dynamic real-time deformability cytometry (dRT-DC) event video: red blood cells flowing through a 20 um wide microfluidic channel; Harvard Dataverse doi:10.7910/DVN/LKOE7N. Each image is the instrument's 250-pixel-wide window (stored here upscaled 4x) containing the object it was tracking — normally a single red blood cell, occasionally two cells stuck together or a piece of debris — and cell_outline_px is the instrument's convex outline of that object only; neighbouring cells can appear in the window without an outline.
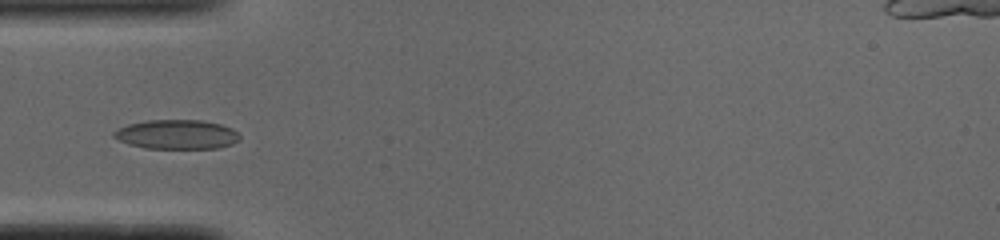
{"species": "common noctule bat (a hibernating species)", "species_latin": "Nyctalus noctula", "temperature_condition": "cold", "stored_images_in_passage": 32, "camera_frame_rate_fps": 3000, "um_per_image_px": 0.085, "animal": {"sex": "male", "body_mass_g": 19.0, "forearm_length_mm": 50.8}, "frame": {"image": 1, "passage_image": 16, "time_ms": 5.0, "image_size_px": [1000, 240], "cell_outline_px": [[240, 140], [232, 144], [220, 148], [144, 148], [120, 140], [112, 136], [112, 132], [128, 124], [148, 120], [200, 120], [220, 124], [232, 128], [240, 136]], "centroid_in_image_um": [15.06, 11.42], "position_along_channel_um": 69.9, "area_um2": 21.39}}
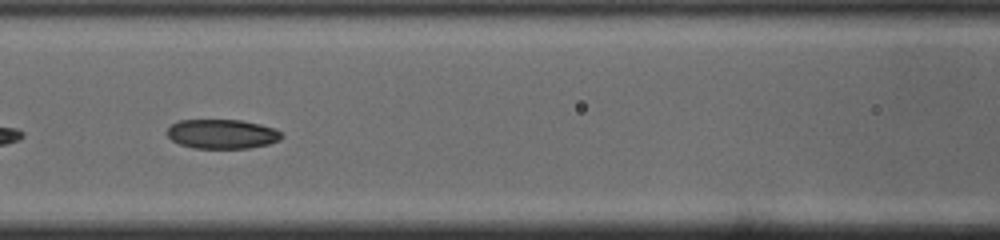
{"frame": {"image": 2, "passage_image": 22, "time_ms": 7.0, "image_size_px": [1000, 240], "cell_outline_px": [[284, 136], [280, 140], [268, 144], [248, 148], [192, 148], [180, 144], [172, 140], [168, 136], [168, 128], [172, 124], [180, 120], [240, 120], [260, 124], [272, 128], [280, 132]], "centroid_in_image_um": [18.88, 11.39], "position_along_channel_um": 147.7, "area_um2": 19.48}}
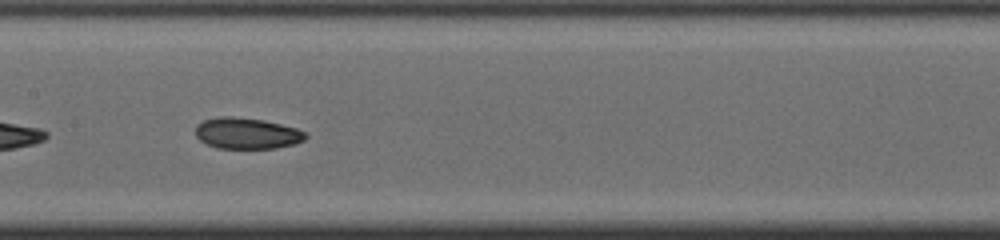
{"frame": {"image": 3, "passage_image": 25, "time_ms": 8.0, "image_size_px": [1000, 240], "cell_outline_px": [[308, 136], [304, 140], [292, 144], [276, 148], [216, 148], [200, 140], [196, 136], [196, 124], [204, 120], [224, 116], [232, 116], [264, 120], [296, 128], [304, 132]], "centroid_in_image_um": [20.97, 11.33], "position_along_channel_um": 186.4, "area_um2": 19.83}}